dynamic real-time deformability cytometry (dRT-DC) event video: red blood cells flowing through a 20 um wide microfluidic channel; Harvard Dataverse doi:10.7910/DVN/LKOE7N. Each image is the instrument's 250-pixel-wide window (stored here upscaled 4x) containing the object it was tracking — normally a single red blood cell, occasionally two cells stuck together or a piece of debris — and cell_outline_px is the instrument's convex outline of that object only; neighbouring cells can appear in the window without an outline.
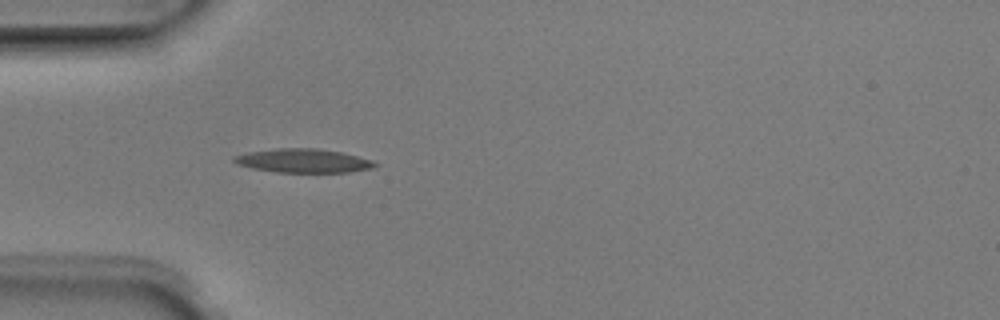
{"species": "Egyptian fruit bat (a non-hibernating species)", "species_latin": "Rousettus aegyptiacus", "temperature_condition": "room temperature", "stored_images_in_passage": 4, "camera_frame_rate_fps": 3000, "um_per_image_px": 0.085, "animal": {"sex": "male"}, "frame": {"image": 1, "passage_image": 4, "time_ms": 1.0, "image_size_px": [1000, 320], "cell_outline_px": [[376, 164], [372, 168], [348, 172], [276, 172], [252, 168], [236, 164], [232, 160], [232, 156], [248, 152], [276, 148], [316, 148], [340, 152], [372, 160]], "centroid_in_image_um": [25.71, 13.66], "position_along_channel_um": 59.3, "area_um2": 19.42}}